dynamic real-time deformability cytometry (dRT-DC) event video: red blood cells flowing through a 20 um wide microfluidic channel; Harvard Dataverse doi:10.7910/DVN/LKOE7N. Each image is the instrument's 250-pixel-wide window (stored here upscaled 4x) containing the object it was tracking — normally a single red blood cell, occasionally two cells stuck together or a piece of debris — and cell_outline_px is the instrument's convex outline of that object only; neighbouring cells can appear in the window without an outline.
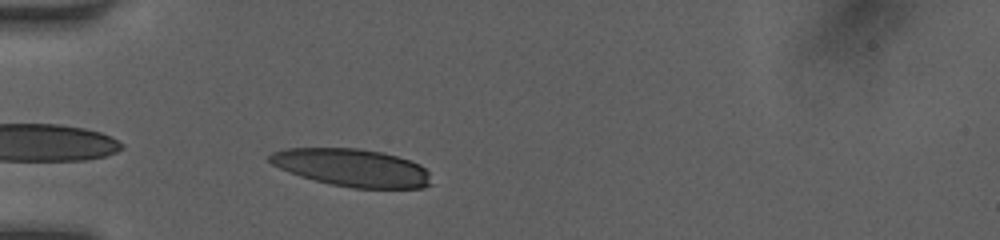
{"species": "human", "species_latin": "Homo sapiens", "temperature_condition": "room temperature", "stored_images_in_passage": 31, "camera_frame_rate_fps": 3000, "um_per_image_px": 0.085, "donor": {"sex": "female"}, "frame": {"image": 1, "passage_image": 2, "time_ms": 0.333, "image_size_px": [1000, 240], "cell_outline_px": [[432, 184], [424, 188], [352, 188], [332, 184], [300, 176], [288, 172], [272, 164], [268, 160], [268, 156], [272, 152], [288, 148], [356, 148], [380, 152], [396, 156], [420, 164], [428, 172]], "centroid_in_image_um": [29.92, 14.25], "position_along_channel_um": 55.1, "area_um2": 35.32}}
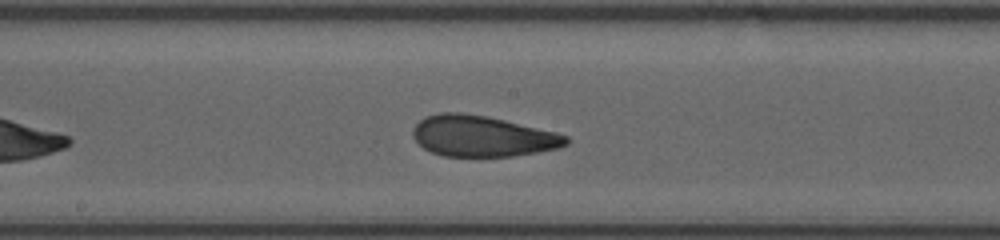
{"frame": {"image": 2, "passage_image": 14, "time_ms": 4.333, "image_size_px": [1000, 240], "cell_outline_px": [[572, 140], [568, 144], [560, 148], [512, 156], [444, 156], [432, 152], [424, 148], [412, 136], [412, 128], [424, 116], [440, 112], [460, 112], [488, 116], [556, 132], [568, 136]], "centroid_in_image_um": [41.01, 11.56], "position_along_channel_um": 207.2, "area_um2": 36.7}}
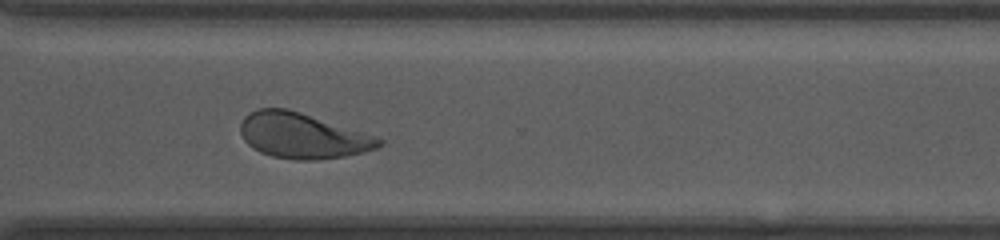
{"frame": {"image": 3, "passage_image": 24, "time_ms": 7.667, "image_size_px": [1000, 240], "cell_outline_px": [[384, 144], [376, 148], [364, 152], [344, 156], [316, 160], [296, 160], [272, 156], [260, 152], [252, 148], [244, 140], [240, 132], [240, 124], [244, 116], [248, 112], [256, 108], [288, 108], [376, 136], [384, 140]], "centroid_in_image_um": [25.69, 11.53], "position_along_channel_um": 344.9, "area_um2": 36.82}, "authors_computed_cell_mechanics": {"area_um2": 36.5874, "velocity_mm_per_s": 4.144, "shape_relaxation_time_tau1_ms": 7.5461, "shape_relaxation_time_tau2_ms": 1.3399, "deformation_change_tau1": 0.2423, "deformation_change_tau2": 0.0916}}